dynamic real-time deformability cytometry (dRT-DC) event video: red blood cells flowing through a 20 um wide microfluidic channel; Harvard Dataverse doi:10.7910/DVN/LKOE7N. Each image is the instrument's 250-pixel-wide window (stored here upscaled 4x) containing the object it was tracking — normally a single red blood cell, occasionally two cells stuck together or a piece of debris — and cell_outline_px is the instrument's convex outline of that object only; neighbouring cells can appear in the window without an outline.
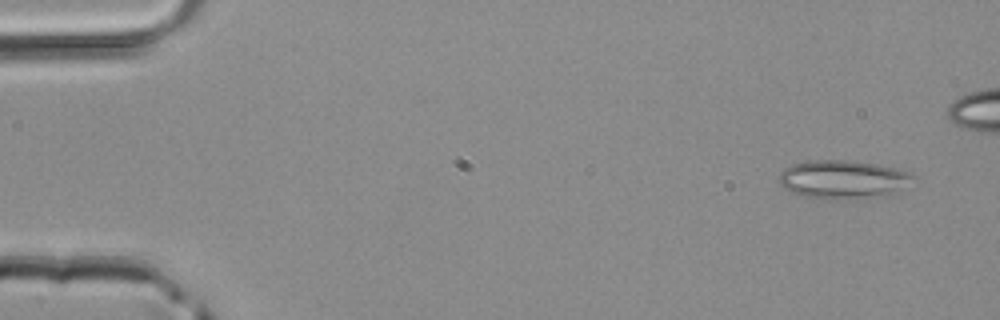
{"species": "common noctule bat (a hibernating species)", "species_latin": "Nyctalus noctula", "temperature_condition": "room temperature", "stored_images_in_passage": 4, "camera_frame_rate_fps": 3000, "um_per_image_px": 0.085, "animal": {"sex": "male", "body_mass_g": 20.4}, "frame": {"image": 1, "passage_image": 1, "time_ms": 0.0, "image_size_px": [1000, 320], "cell_outline_px": [[916, 176], [896, 192], [856, 200], [820, 200], [800, 196], [788, 192], [780, 184], [780, 172], [784, 168], [792, 164], [812, 160], [848, 160], [876, 164], [908, 172]], "centroid_in_image_um": [71.56, 15.28], "position_along_channel_um": 13.4, "area_um2": 30.35}}
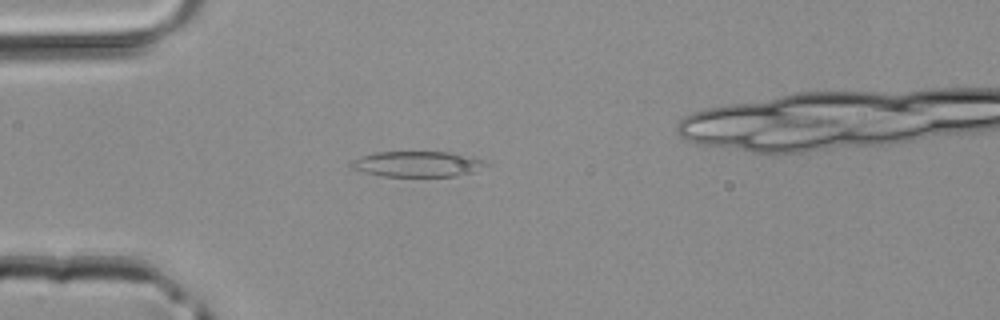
{"frame": {"image": 2, "passage_image": 3, "time_ms": 0.667, "image_size_px": [1000, 320], "cell_outline_px": [[484, 164], [476, 172], [456, 176], [380, 176], [364, 172], [352, 168], [348, 164], [352, 160], [360, 156], [376, 152], [464, 152], [484, 160]], "centroid_in_image_um": [35.49, 13.93], "position_along_channel_um": 49.5, "area_um2": 20.35}}